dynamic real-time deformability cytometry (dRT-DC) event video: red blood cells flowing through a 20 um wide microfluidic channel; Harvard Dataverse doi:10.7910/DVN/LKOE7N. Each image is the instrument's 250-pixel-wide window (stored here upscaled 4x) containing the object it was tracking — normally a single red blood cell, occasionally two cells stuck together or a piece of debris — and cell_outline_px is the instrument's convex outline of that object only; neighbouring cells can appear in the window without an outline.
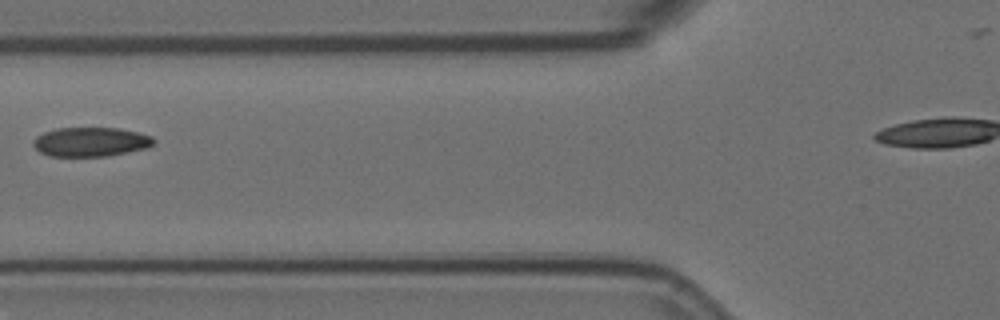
{"species": "Egyptian fruit bat (a non-hibernating species)", "species_latin": "Rousettus aegyptiacus", "temperature_condition": "room temperature", "stored_images_in_passage": 4, "segment_of_instrument_passage": [1, 2], "camera_frame_rate_fps": 3000, "um_per_image_px": 0.085, "animal": {"sex": "female"}, "frame": {"image": 1, "passage_image": 3, "time_ms": 0.667, "image_size_px": [1000, 320], "cell_outline_px": [[156, 140], [152, 144], [144, 148], [108, 156], [48, 156], [40, 152], [32, 144], [32, 140], [36, 136], [44, 132], [56, 128], [120, 128], [152, 136]], "centroid_in_image_um": [7.66, 12.05], "position_along_channel_um": 118.1, "area_um2": 20.46}}